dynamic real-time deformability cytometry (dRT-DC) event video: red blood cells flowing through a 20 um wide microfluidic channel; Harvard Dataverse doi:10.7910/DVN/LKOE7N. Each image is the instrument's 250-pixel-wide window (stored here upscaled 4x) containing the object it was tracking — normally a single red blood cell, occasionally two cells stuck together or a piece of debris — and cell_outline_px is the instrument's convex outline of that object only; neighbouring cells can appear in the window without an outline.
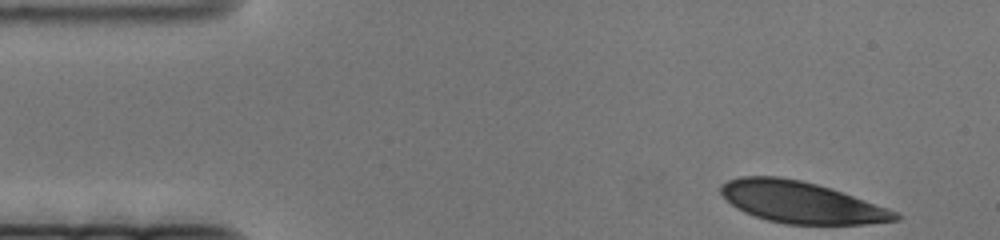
{"species": "human", "species_latin": "Homo sapiens", "temperature_condition": "cold", "stored_images_in_passage": 57, "camera_frame_rate_fps": 3000, "um_per_image_px": 0.085, "donor": {"sex": "female"}, "frame": {"image": 1, "passage_image": 1, "time_ms": 0.0, "image_size_px": [1000, 240], "cell_outline_px": [[904, 216], [900, 220], [864, 224], [784, 224], [768, 220], [744, 212], [736, 208], [720, 192], [720, 184], [728, 180], [740, 176], [780, 176], [800, 180], [816, 184], [864, 200], [896, 212]], "centroid_in_image_um": [68.06, 17.19], "position_along_channel_um": 16.9, "area_um2": 41.73}}
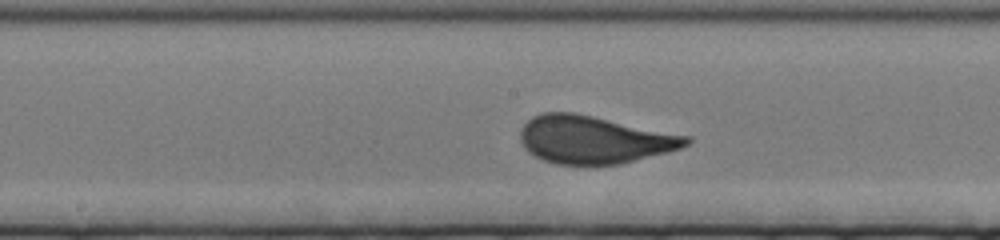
{"frame": {"image": 2, "passage_image": 33, "time_ms": 10.667, "image_size_px": [1000, 240], "cell_outline_px": [[692, 140], [688, 144], [680, 148], [668, 152], [620, 164], [556, 164], [544, 160], [528, 152], [524, 148], [520, 140], [520, 132], [524, 124], [532, 116], [540, 112], [576, 112], [692, 136]], "centroid_in_image_um": [50.51, 11.85], "position_along_channel_um": 197.7, "area_um2": 46.47}}
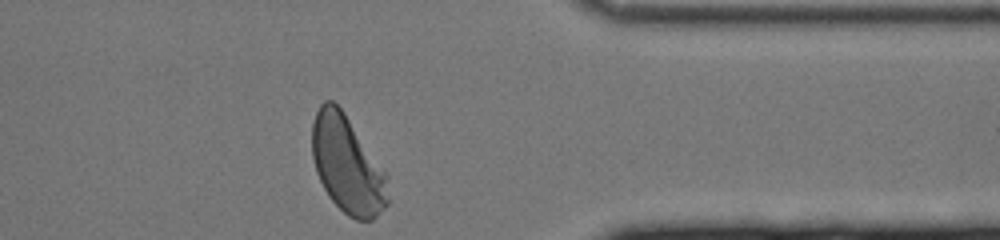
{"frame": {"image": 3, "passage_image": 57, "time_ms": 18.667, "image_size_px": [1000, 240], "cell_outline_px": [[388, 204], [372, 220], [356, 220], [348, 216], [328, 196], [316, 172], [312, 156], [312, 120], [320, 104], [324, 100], [332, 100], [344, 112], [388, 172]], "centroid_in_image_um": [29.54, 13.99], "position_along_channel_um": 381.9, "area_um2": 43.47}}